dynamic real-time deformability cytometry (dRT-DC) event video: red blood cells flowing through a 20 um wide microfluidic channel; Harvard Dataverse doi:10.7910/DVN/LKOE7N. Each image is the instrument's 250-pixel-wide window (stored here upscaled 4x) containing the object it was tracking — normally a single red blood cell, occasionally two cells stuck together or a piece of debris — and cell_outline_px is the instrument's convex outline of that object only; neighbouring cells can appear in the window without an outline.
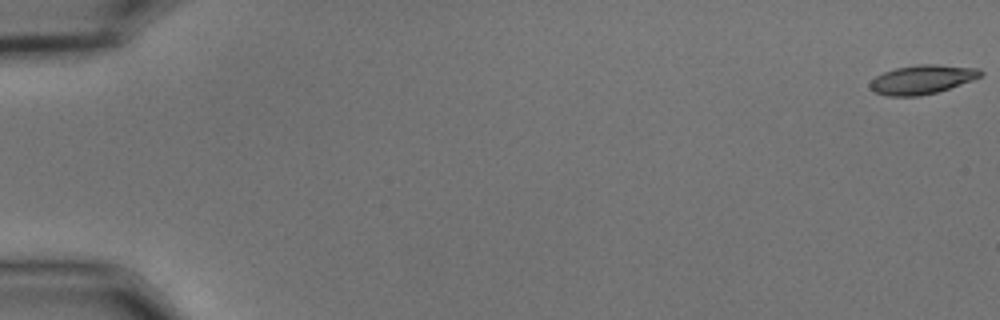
{"species": "common noctule bat (a hibernating species)", "species_latin": "Nyctalus noctula", "temperature_condition": "cold", "stored_images_in_passage": 13, "camera_frame_rate_fps": 3000, "um_per_image_px": 0.085, "animal": {"sex": "male", "body_mass_g": 15.6}, "frame": {"image": 1, "passage_image": 1, "time_ms": 0.0, "image_size_px": [1000, 320], "cell_outline_px": [[984, 72], [980, 76], [972, 80], [936, 92], [920, 96], [888, 96], [872, 92], [868, 84], [876, 76], [884, 72], [896, 68], [916, 64], [936, 64], [980, 68]], "centroid_in_image_um": [78.35, 6.75], "position_along_channel_um": 6.6, "area_um2": 18.73}}